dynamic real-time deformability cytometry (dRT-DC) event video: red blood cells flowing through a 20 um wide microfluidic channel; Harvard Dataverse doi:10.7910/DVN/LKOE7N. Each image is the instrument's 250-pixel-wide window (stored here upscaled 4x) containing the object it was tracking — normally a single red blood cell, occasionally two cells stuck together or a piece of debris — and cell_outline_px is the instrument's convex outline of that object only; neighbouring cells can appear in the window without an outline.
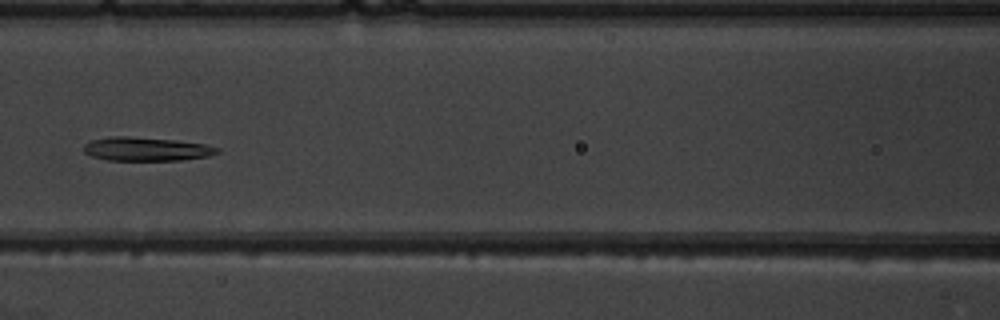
{"species": "common noctule bat (a hibernating species)", "species_latin": "Nyctalus noctula", "temperature_condition": "warm", "stored_images_in_passage": 6, "camera_frame_rate_fps": 3000, "um_per_image_px": 0.085, "animal": {"sex": "male", "body_mass_g": 19.5, "forearm_length_mm": 54.6}, "frame": {"image": 1, "passage_image": 5, "time_ms": 4.667, "image_size_px": [1000, 320], "cell_outline_px": [[220, 152], [208, 156], [180, 160], [108, 160], [92, 156], [84, 152], [84, 144], [92, 140], [108, 136], [128, 136], [176, 140], [208, 144], [220, 148]], "centroid_in_image_um": [12.47, 12.66], "position_along_channel_um": 154.1, "area_um2": 18.55}}
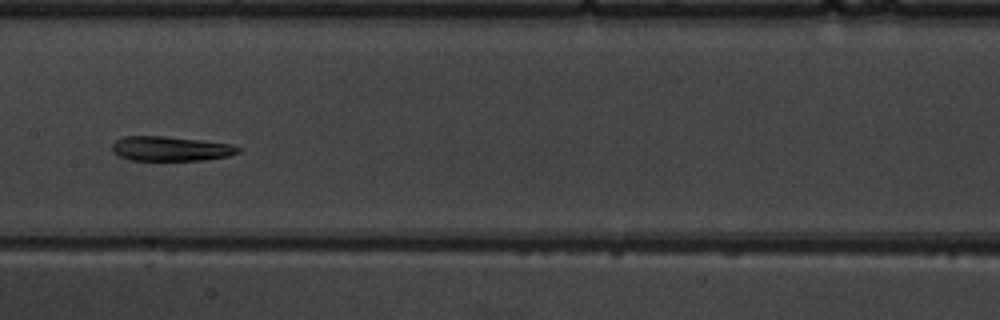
{"frame": {"image": 2, "passage_image": 6, "time_ms": 5.667, "image_size_px": [1000, 320], "cell_outline_px": [[244, 148], [240, 152], [228, 156], [204, 160], [132, 160], [120, 156], [112, 152], [112, 144], [116, 140], [124, 136], [164, 136], [204, 140], [232, 144]], "centroid_in_image_um": [14.55, 12.63], "position_along_channel_um": 192.8, "area_um2": 18.26}}